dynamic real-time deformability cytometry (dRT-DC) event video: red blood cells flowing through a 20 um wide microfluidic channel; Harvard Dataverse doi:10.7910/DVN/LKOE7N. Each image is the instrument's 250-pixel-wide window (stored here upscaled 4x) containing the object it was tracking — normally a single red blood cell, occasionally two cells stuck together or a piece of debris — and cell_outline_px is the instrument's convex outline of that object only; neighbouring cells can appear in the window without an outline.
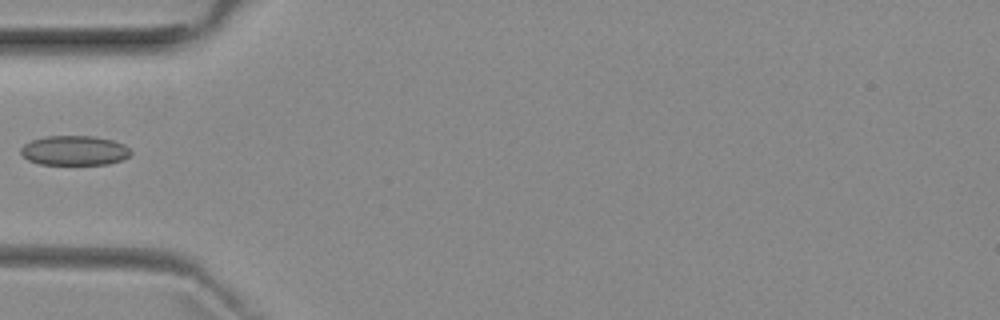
{"species": "common noctule bat (a hibernating species)", "species_latin": "Nyctalus noctula", "temperature_condition": "room temperature", "stored_images_in_passage": 3, "camera_frame_rate_fps": 3000, "um_per_image_px": 0.085, "animal": {"sex": "female", "body_mass_g": 29.2, "forearm_length_mm": 56.3}, "frame": {"image": 1, "passage_image": 3, "time_ms": 2.333, "image_size_px": [1000, 320], "cell_outline_px": [[132, 152], [128, 156], [120, 160], [108, 164], [40, 164], [28, 160], [20, 152], [20, 148], [24, 144], [32, 140], [44, 136], [92, 136], [112, 140], [124, 144]], "centroid_in_image_um": [6.3, 12.79], "position_along_channel_um": 78.7, "area_um2": 18.9}}